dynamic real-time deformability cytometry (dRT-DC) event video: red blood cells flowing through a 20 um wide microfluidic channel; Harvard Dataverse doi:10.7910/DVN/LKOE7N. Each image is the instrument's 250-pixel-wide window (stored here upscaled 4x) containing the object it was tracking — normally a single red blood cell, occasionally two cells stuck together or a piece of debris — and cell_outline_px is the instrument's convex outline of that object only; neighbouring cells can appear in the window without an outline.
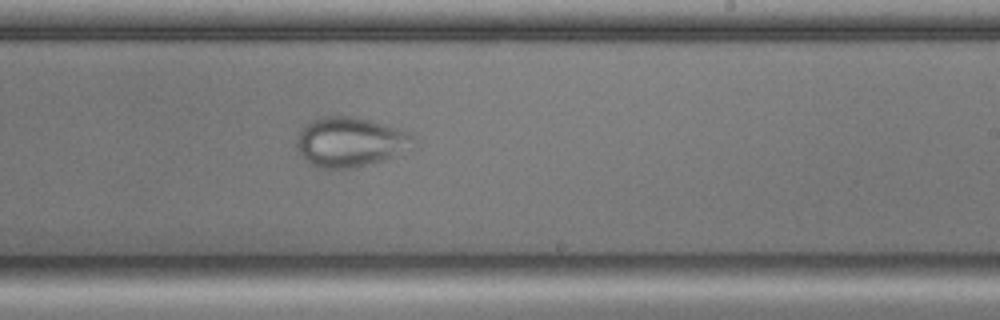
{"species": "common noctule bat (a hibernating species)", "species_latin": "Nyctalus noctula", "temperature_condition": "cold", "stored_images_in_passage": 55, "camera_frame_rate_fps": 3000, "um_per_image_px": 0.085, "animal": {"sex": "male", "body_mass_g": 17.9, "forearm_length_mm": 54.2}, "frame": {"image": 1, "passage_image": 32, "time_ms": 10.333, "image_size_px": [1000, 320], "cell_outline_px": [[416, 148], [384, 160], [356, 168], [320, 168], [312, 164], [296, 148], [296, 136], [300, 128], [312, 120], [320, 116], [348, 116], [372, 120], [400, 128], [416, 136]], "centroid_in_image_um": [29.84, 12.06], "position_along_channel_um": 259.2, "area_um2": 34.45}}
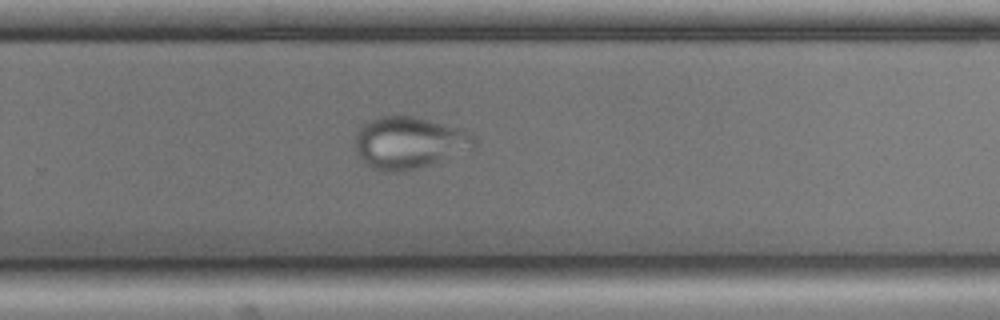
{"frame": {"image": 2, "passage_image": 35, "time_ms": 11.333, "image_size_px": [1000, 320], "cell_outline_px": [[476, 148], [416, 168], [400, 172], [380, 172], [372, 168], [360, 160], [356, 152], [356, 132], [364, 124], [380, 116], [412, 116], [428, 120], [468, 132], [476, 140]], "centroid_in_image_um": [34.72, 12.15], "position_along_channel_um": 295.1, "area_um2": 35.55}}